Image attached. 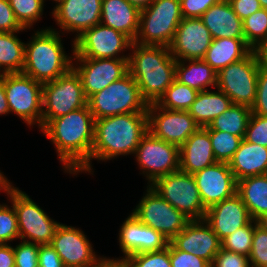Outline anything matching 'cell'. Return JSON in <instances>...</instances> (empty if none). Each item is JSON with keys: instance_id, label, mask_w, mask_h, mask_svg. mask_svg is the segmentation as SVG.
<instances>
[{"instance_id": "obj_7", "label": "cell", "mask_w": 267, "mask_h": 267, "mask_svg": "<svg viewBox=\"0 0 267 267\" xmlns=\"http://www.w3.org/2000/svg\"><path fill=\"white\" fill-rule=\"evenodd\" d=\"M262 66L258 50H252L245 58L231 63L217 73V86L233 104L254 105L259 69Z\"/></svg>"}, {"instance_id": "obj_24", "label": "cell", "mask_w": 267, "mask_h": 267, "mask_svg": "<svg viewBox=\"0 0 267 267\" xmlns=\"http://www.w3.org/2000/svg\"><path fill=\"white\" fill-rule=\"evenodd\" d=\"M212 39H245L242 20L235 14L228 0H220L201 17Z\"/></svg>"}, {"instance_id": "obj_1", "label": "cell", "mask_w": 267, "mask_h": 267, "mask_svg": "<svg viewBox=\"0 0 267 267\" xmlns=\"http://www.w3.org/2000/svg\"><path fill=\"white\" fill-rule=\"evenodd\" d=\"M95 118L88 105L52 119L41 131L52 144L64 172L93 175L91 151L94 142Z\"/></svg>"}, {"instance_id": "obj_46", "label": "cell", "mask_w": 267, "mask_h": 267, "mask_svg": "<svg viewBox=\"0 0 267 267\" xmlns=\"http://www.w3.org/2000/svg\"><path fill=\"white\" fill-rule=\"evenodd\" d=\"M211 267H251L249 258L223 248L215 255Z\"/></svg>"}, {"instance_id": "obj_15", "label": "cell", "mask_w": 267, "mask_h": 267, "mask_svg": "<svg viewBox=\"0 0 267 267\" xmlns=\"http://www.w3.org/2000/svg\"><path fill=\"white\" fill-rule=\"evenodd\" d=\"M148 131L179 148L200 126L188 111L168 110L151 103L147 110Z\"/></svg>"}, {"instance_id": "obj_3", "label": "cell", "mask_w": 267, "mask_h": 267, "mask_svg": "<svg viewBox=\"0 0 267 267\" xmlns=\"http://www.w3.org/2000/svg\"><path fill=\"white\" fill-rule=\"evenodd\" d=\"M148 132L147 112L125 113L95 119L91 160L110 161L120 155H134Z\"/></svg>"}, {"instance_id": "obj_10", "label": "cell", "mask_w": 267, "mask_h": 267, "mask_svg": "<svg viewBox=\"0 0 267 267\" xmlns=\"http://www.w3.org/2000/svg\"><path fill=\"white\" fill-rule=\"evenodd\" d=\"M3 83L10 113L42 130L43 84L23 73L3 74Z\"/></svg>"}, {"instance_id": "obj_52", "label": "cell", "mask_w": 267, "mask_h": 267, "mask_svg": "<svg viewBox=\"0 0 267 267\" xmlns=\"http://www.w3.org/2000/svg\"><path fill=\"white\" fill-rule=\"evenodd\" d=\"M0 267H15V255L10 244H0Z\"/></svg>"}, {"instance_id": "obj_5", "label": "cell", "mask_w": 267, "mask_h": 267, "mask_svg": "<svg viewBox=\"0 0 267 267\" xmlns=\"http://www.w3.org/2000/svg\"><path fill=\"white\" fill-rule=\"evenodd\" d=\"M87 105L95 119L125 113L147 112L149 106L129 72L102 91L90 96L87 99Z\"/></svg>"}, {"instance_id": "obj_29", "label": "cell", "mask_w": 267, "mask_h": 267, "mask_svg": "<svg viewBox=\"0 0 267 267\" xmlns=\"http://www.w3.org/2000/svg\"><path fill=\"white\" fill-rule=\"evenodd\" d=\"M175 77L180 83L198 92L208 90L210 86L216 89L217 86V73L203 59L176 60Z\"/></svg>"}, {"instance_id": "obj_19", "label": "cell", "mask_w": 267, "mask_h": 267, "mask_svg": "<svg viewBox=\"0 0 267 267\" xmlns=\"http://www.w3.org/2000/svg\"><path fill=\"white\" fill-rule=\"evenodd\" d=\"M193 176L206 209L237 193V181L226 162H216Z\"/></svg>"}, {"instance_id": "obj_37", "label": "cell", "mask_w": 267, "mask_h": 267, "mask_svg": "<svg viewBox=\"0 0 267 267\" xmlns=\"http://www.w3.org/2000/svg\"><path fill=\"white\" fill-rule=\"evenodd\" d=\"M209 135L216 161L229 163L242 138L219 130H209Z\"/></svg>"}, {"instance_id": "obj_2", "label": "cell", "mask_w": 267, "mask_h": 267, "mask_svg": "<svg viewBox=\"0 0 267 267\" xmlns=\"http://www.w3.org/2000/svg\"><path fill=\"white\" fill-rule=\"evenodd\" d=\"M130 51L129 73L147 103H156L176 79V59L170 53V48L164 45L133 42Z\"/></svg>"}, {"instance_id": "obj_6", "label": "cell", "mask_w": 267, "mask_h": 267, "mask_svg": "<svg viewBox=\"0 0 267 267\" xmlns=\"http://www.w3.org/2000/svg\"><path fill=\"white\" fill-rule=\"evenodd\" d=\"M182 19L180 0H154L140 12L139 30L134 42L169 47Z\"/></svg>"}, {"instance_id": "obj_11", "label": "cell", "mask_w": 267, "mask_h": 267, "mask_svg": "<svg viewBox=\"0 0 267 267\" xmlns=\"http://www.w3.org/2000/svg\"><path fill=\"white\" fill-rule=\"evenodd\" d=\"M149 186L190 220L205 218L207 209L202 204L192 174L179 170L157 178Z\"/></svg>"}, {"instance_id": "obj_51", "label": "cell", "mask_w": 267, "mask_h": 267, "mask_svg": "<svg viewBox=\"0 0 267 267\" xmlns=\"http://www.w3.org/2000/svg\"><path fill=\"white\" fill-rule=\"evenodd\" d=\"M235 14L243 21L256 11L262 9L259 0H228Z\"/></svg>"}, {"instance_id": "obj_16", "label": "cell", "mask_w": 267, "mask_h": 267, "mask_svg": "<svg viewBox=\"0 0 267 267\" xmlns=\"http://www.w3.org/2000/svg\"><path fill=\"white\" fill-rule=\"evenodd\" d=\"M72 69L79 76L87 99L129 72L128 59L73 58Z\"/></svg>"}, {"instance_id": "obj_18", "label": "cell", "mask_w": 267, "mask_h": 267, "mask_svg": "<svg viewBox=\"0 0 267 267\" xmlns=\"http://www.w3.org/2000/svg\"><path fill=\"white\" fill-rule=\"evenodd\" d=\"M101 9L102 0H64L53 7L51 14L60 27V33L75 32V40L100 23Z\"/></svg>"}, {"instance_id": "obj_22", "label": "cell", "mask_w": 267, "mask_h": 267, "mask_svg": "<svg viewBox=\"0 0 267 267\" xmlns=\"http://www.w3.org/2000/svg\"><path fill=\"white\" fill-rule=\"evenodd\" d=\"M204 220L222 241L235 230L247 225L252 218L240 195L235 193L209 207Z\"/></svg>"}, {"instance_id": "obj_25", "label": "cell", "mask_w": 267, "mask_h": 267, "mask_svg": "<svg viewBox=\"0 0 267 267\" xmlns=\"http://www.w3.org/2000/svg\"><path fill=\"white\" fill-rule=\"evenodd\" d=\"M140 12L127 0H102L100 23L125 34L134 42L139 30Z\"/></svg>"}, {"instance_id": "obj_38", "label": "cell", "mask_w": 267, "mask_h": 267, "mask_svg": "<svg viewBox=\"0 0 267 267\" xmlns=\"http://www.w3.org/2000/svg\"><path fill=\"white\" fill-rule=\"evenodd\" d=\"M254 232V220L224 238L222 248L249 257Z\"/></svg>"}, {"instance_id": "obj_35", "label": "cell", "mask_w": 267, "mask_h": 267, "mask_svg": "<svg viewBox=\"0 0 267 267\" xmlns=\"http://www.w3.org/2000/svg\"><path fill=\"white\" fill-rule=\"evenodd\" d=\"M245 42L253 49L267 47V9H260L242 21Z\"/></svg>"}, {"instance_id": "obj_56", "label": "cell", "mask_w": 267, "mask_h": 267, "mask_svg": "<svg viewBox=\"0 0 267 267\" xmlns=\"http://www.w3.org/2000/svg\"><path fill=\"white\" fill-rule=\"evenodd\" d=\"M12 185L13 184L10 182V180H8V178H6V176H4L3 172L0 170V191L3 190L5 193H7Z\"/></svg>"}, {"instance_id": "obj_48", "label": "cell", "mask_w": 267, "mask_h": 267, "mask_svg": "<svg viewBox=\"0 0 267 267\" xmlns=\"http://www.w3.org/2000/svg\"><path fill=\"white\" fill-rule=\"evenodd\" d=\"M24 29L17 21L8 0H0V32H22Z\"/></svg>"}, {"instance_id": "obj_12", "label": "cell", "mask_w": 267, "mask_h": 267, "mask_svg": "<svg viewBox=\"0 0 267 267\" xmlns=\"http://www.w3.org/2000/svg\"><path fill=\"white\" fill-rule=\"evenodd\" d=\"M72 42L73 58L95 59H129L123 52L133 43L125 34L101 23L84 31Z\"/></svg>"}, {"instance_id": "obj_39", "label": "cell", "mask_w": 267, "mask_h": 267, "mask_svg": "<svg viewBox=\"0 0 267 267\" xmlns=\"http://www.w3.org/2000/svg\"><path fill=\"white\" fill-rule=\"evenodd\" d=\"M128 267H171L170 241L161 251L132 254L124 259Z\"/></svg>"}, {"instance_id": "obj_31", "label": "cell", "mask_w": 267, "mask_h": 267, "mask_svg": "<svg viewBox=\"0 0 267 267\" xmlns=\"http://www.w3.org/2000/svg\"><path fill=\"white\" fill-rule=\"evenodd\" d=\"M17 33L0 32V75L23 71L25 43Z\"/></svg>"}, {"instance_id": "obj_20", "label": "cell", "mask_w": 267, "mask_h": 267, "mask_svg": "<svg viewBox=\"0 0 267 267\" xmlns=\"http://www.w3.org/2000/svg\"><path fill=\"white\" fill-rule=\"evenodd\" d=\"M211 42L210 31L201 18H183L169 46L170 53L176 60L203 59Z\"/></svg>"}, {"instance_id": "obj_40", "label": "cell", "mask_w": 267, "mask_h": 267, "mask_svg": "<svg viewBox=\"0 0 267 267\" xmlns=\"http://www.w3.org/2000/svg\"><path fill=\"white\" fill-rule=\"evenodd\" d=\"M19 239L17 215L13 205L0 204V244Z\"/></svg>"}, {"instance_id": "obj_42", "label": "cell", "mask_w": 267, "mask_h": 267, "mask_svg": "<svg viewBox=\"0 0 267 267\" xmlns=\"http://www.w3.org/2000/svg\"><path fill=\"white\" fill-rule=\"evenodd\" d=\"M243 139L267 147V117L251 113Z\"/></svg>"}, {"instance_id": "obj_8", "label": "cell", "mask_w": 267, "mask_h": 267, "mask_svg": "<svg viewBox=\"0 0 267 267\" xmlns=\"http://www.w3.org/2000/svg\"><path fill=\"white\" fill-rule=\"evenodd\" d=\"M6 194L17 215L19 239L38 245L50 244L60 222L50 218L18 187L12 185Z\"/></svg>"}, {"instance_id": "obj_57", "label": "cell", "mask_w": 267, "mask_h": 267, "mask_svg": "<svg viewBox=\"0 0 267 267\" xmlns=\"http://www.w3.org/2000/svg\"><path fill=\"white\" fill-rule=\"evenodd\" d=\"M258 52L261 57L262 66L267 70V47L260 48Z\"/></svg>"}, {"instance_id": "obj_9", "label": "cell", "mask_w": 267, "mask_h": 267, "mask_svg": "<svg viewBox=\"0 0 267 267\" xmlns=\"http://www.w3.org/2000/svg\"><path fill=\"white\" fill-rule=\"evenodd\" d=\"M87 105L81 80L71 69L42 86V129L52 120Z\"/></svg>"}, {"instance_id": "obj_13", "label": "cell", "mask_w": 267, "mask_h": 267, "mask_svg": "<svg viewBox=\"0 0 267 267\" xmlns=\"http://www.w3.org/2000/svg\"><path fill=\"white\" fill-rule=\"evenodd\" d=\"M146 188V192L132 213L141 223L152 227L171 241L186 227L190 219L163 199L149 185Z\"/></svg>"}, {"instance_id": "obj_30", "label": "cell", "mask_w": 267, "mask_h": 267, "mask_svg": "<svg viewBox=\"0 0 267 267\" xmlns=\"http://www.w3.org/2000/svg\"><path fill=\"white\" fill-rule=\"evenodd\" d=\"M237 193L254 221L267 214V174L240 179Z\"/></svg>"}, {"instance_id": "obj_55", "label": "cell", "mask_w": 267, "mask_h": 267, "mask_svg": "<svg viewBox=\"0 0 267 267\" xmlns=\"http://www.w3.org/2000/svg\"><path fill=\"white\" fill-rule=\"evenodd\" d=\"M140 11L148 7L154 0H127Z\"/></svg>"}, {"instance_id": "obj_47", "label": "cell", "mask_w": 267, "mask_h": 267, "mask_svg": "<svg viewBox=\"0 0 267 267\" xmlns=\"http://www.w3.org/2000/svg\"><path fill=\"white\" fill-rule=\"evenodd\" d=\"M220 0H180L183 18H200Z\"/></svg>"}, {"instance_id": "obj_50", "label": "cell", "mask_w": 267, "mask_h": 267, "mask_svg": "<svg viewBox=\"0 0 267 267\" xmlns=\"http://www.w3.org/2000/svg\"><path fill=\"white\" fill-rule=\"evenodd\" d=\"M38 267H65L59 254L50 244L39 245Z\"/></svg>"}, {"instance_id": "obj_28", "label": "cell", "mask_w": 267, "mask_h": 267, "mask_svg": "<svg viewBox=\"0 0 267 267\" xmlns=\"http://www.w3.org/2000/svg\"><path fill=\"white\" fill-rule=\"evenodd\" d=\"M231 99L222 91H200L188 112L200 127H207L232 105Z\"/></svg>"}, {"instance_id": "obj_41", "label": "cell", "mask_w": 267, "mask_h": 267, "mask_svg": "<svg viewBox=\"0 0 267 267\" xmlns=\"http://www.w3.org/2000/svg\"><path fill=\"white\" fill-rule=\"evenodd\" d=\"M251 267H267V231L254 221V232L249 254Z\"/></svg>"}, {"instance_id": "obj_32", "label": "cell", "mask_w": 267, "mask_h": 267, "mask_svg": "<svg viewBox=\"0 0 267 267\" xmlns=\"http://www.w3.org/2000/svg\"><path fill=\"white\" fill-rule=\"evenodd\" d=\"M251 113L249 106L232 104L226 111L218 115L207 128L228 132L243 139Z\"/></svg>"}, {"instance_id": "obj_53", "label": "cell", "mask_w": 267, "mask_h": 267, "mask_svg": "<svg viewBox=\"0 0 267 267\" xmlns=\"http://www.w3.org/2000/svg\"><path fill=\"white\" fill-rule=\"evenodd\" d=\"M10 114L6 93L4 90L3 74L0 75V115Z\"/></svg>"}, {"instance_id": "obj_59", "label": "cell", "mask_w": 267, "mask_h": 267, "mask_svg": "<svg viewBox=\"0 0 267 267\" xmlns=\"http://www.w3.org/2000/svg\"><path fill=\"white\" fill-rule=\"evenodd\" d=\"M259 3L263 9H267V0H259Z\"/></svg>"}, {"instance_id": "obj_21", "label": "cell", "mask_w": 267, "mask_h": 267, "mask_svg": "<svg viewBox=\"0 0 267 267\" xmlns=\"http://www.w3.org/2000/svg\"><path fill=\"white\" fill-rule=\"evenodd\" d=\"M178 250L191 253L212 264L222 243L204 220H190L186 227L170 241Z\"/></svg>"}, {"instance_id": "obj_36", "label": "cell", "mask_w": 267, "mask_h": 267, "mask_svg": "<svg viewBox=\"0 0 267 267\" xmlns=\"http://www.w3.org/2000/svg\"><path fill=\"white\" fill-rule=\"evenodd\" d=\"M19 24L29 30L42 19L45 0H8Z\"/></svg>"}, {"instance_id": "obj_58", "label": "cell", "mask_w": 267, "mask_h": 267, "mask_svg": "<svg viewBox=\"0 0 267 267\" xmlns=\"http://www.w3.org/2000/svg\"><path fill=\"white\" fill-rule=\"evenodd\" d=\"M259 226H261L264 230L267 231V214L263 215L261 218L257 220Z\"/></svg>"}, {"instance_id": "obj_4", "label": "cell", "mask_w": 267, "mask_h": 267, "mask_svg": "<svg viewBox=\"0 0 267 267\" xmlns=\"http://www.w3.org/2000/svg\"><path fill=\"white\" fill-rule=\"evenodd\" d=\"M48 27L36 30L25 43L22 73L42 84L54 81L72 69L73 57L64 50L61 33Z\"/></svg>"}, {"instance_id": "obj_17", "label": "cell", "mask_w": 267, "mask_h": 267, "mask_svg": "<svg viewBox=\"0 0 267 267\" xmlns=\"http://www.w3.org/2000/svg\"><path fill=\"white\" fill-rule=\"evenodd\" d=\"M81 229L60 223L50 245L65 267H94L104 257L95 254L90 240Z\"/></svg>"}, {"instance_id": "obj_54", "label": "cell", "mask_w": 267, "mask_h": 267, "mask_svg": "<svg viewBox=\"0 0 267 267\" xmlns=\"http://www.w3.org/2000/svg\"><path fill=\"white\" fill-rule=\"evenodd\" d=\"M94 267H128L124 260L120 259H110L109 257H104L96 266Z\"/></svg>"}, {"instance_id": "obj_33", "label": "cell", "mask_w": 267, "mask_h": 267, "mask_svg": "<svg viewBox=\"0 0 267 267\" xmlns=\"http://www.w3.org/2000/svg\"><path fill=\"white\" fill-rule=\"evenodd\" d=\"M118 236L119 246L124 256L112 259L124 260L132 254L143 253L144 224L133 213L120 226Z\"/></svg>"}, {"instance_id": "obj_49", "label": "cell", "mask_w": 267, "mask_h": 267, "mask_svg": "<svg viewBox=\"0 0 267 267\" xmlns=\"http://www.w3.org/2000/svg\"><path fill=\"white\" fill-rule=\"evenodd\" d=\"M169 244V240L161 233L144 225L143 253L152 251H161Z\"/></svg>"}, {"instance_id": "obj_43", "label": "cell", "mask_w": 267, "mask_h": 267, "mask_svg": "<svg viewBox=\"0 0 267 267\" xmlns=\"http://www.w3.org/2000/svg\"><path fill=\"white\" fill-rule=\"evenodd\" d=\"M39 245L21 240L13 247L15 267H38Z\"/></svg>"}, {"instance_id": "obj_23", "label": "cell", "mask_w": 267, "mask_h": 267, "mask_svg": "<svg viewBox=\"0 0 267 267\" xmlns=\"http://www.w3.org/2000/svg\"><path fill=\"white\" fill-rule=\"evenodd\" d=\"M209 129L200 127L179 148V170L189 174L216 163Z\"/></svg>"}, {"instance_id": "obj_27", "label": "cell", "mask_w": 267, "mask_h": 267, "mask_svg": "<svg viewBox=\"0 0 267 267\" xmlns=\"http://www.w3.org/2000/svg\"><path fill=\"white\" fill-rule=\"evenodd\" d=\"M253 49L245 39L218 38L212 39L203 58L216 73L231 63L245 58Z\"/></svg>"}, {"instance_id": "obj_34", "label": "cell", "mask_w": 267, "mask_h": 267, "mask_svg": "<svg viewBox=\"0 0 267 267\" xmlns=\"http://www.w3.org/2000/svg\"><path fill=\"white\" fill-rule=\"evenodd\" d=\"M197 94V90L175 79L156 104L168 110L188 111L195 101Z\"/></svg>"}, {"instance_id": "obj_14", "label": "cell", "mask_w": 267, "mask_h": 267, "mask_svg": "<svg viewBox=\"0 0 267 267\" xmlns=\"http://www.w3.org/2000/svg\"><path fill=\"white\" fill-rule=\"evenodd\" d=\"M134 154L148 185L159 177L179 171V147L156 138L149 131L142 137Z\"/></svg>"}, {"instance_id": "obj_45", "label": "cell", "mask_w": 267, "mask_h": 267, "mask_svg": "<svg viewBox=\"0 0 267 267\" xmlns=\"http://www.w3.org/2000/svg\"><path fill=\"white\" fill-rule=\"evenodd\" d=\"M251 111L253 114L267 117V70L263 66L259 69L256 100Z\"/></svg>"}, {"instance_id": "obj_44", "label": "cell", "mask_w": 267, "mask_h": 267, "mask_svg": "<svg viewBox=\"0 0 267 267\" xmlns=\"http://www.w3.org/2000/svg\"><path fill=\"white\" fill-rule=\"evenodd\" d=\"M171 267H211V264L191 253L178 250L170 242Z\"/></svg>"}, {"instance_id": "obj_26", "label": "cell", "mask_w": 267, "mask_h": 267, "mask_svg": "<svg viewBox=\"0 0 267 267\" xmlns=\"http://www.w3.org/2000/svg\"><path fill=\"white\" fill-rule=\"evenodd\" d=\"M228 164L236 181L245 177L267 174V147L242 139Z\"/></svg>"}, {"instance_id": "obj_60", "label": "cell", "mask_w": 267, "mask_h": 267, "mask_svg": "<svg viewBox=\"0 0 267 267\" xmlns=\"http://www.w3.org/2000/svg\"><path fill=\"white\" fill-rule=\"evenodd\" d=\"M52 1H55V6L58 5L60 2L64 1V0H52Z\"/></svg>"}]
</instances>
